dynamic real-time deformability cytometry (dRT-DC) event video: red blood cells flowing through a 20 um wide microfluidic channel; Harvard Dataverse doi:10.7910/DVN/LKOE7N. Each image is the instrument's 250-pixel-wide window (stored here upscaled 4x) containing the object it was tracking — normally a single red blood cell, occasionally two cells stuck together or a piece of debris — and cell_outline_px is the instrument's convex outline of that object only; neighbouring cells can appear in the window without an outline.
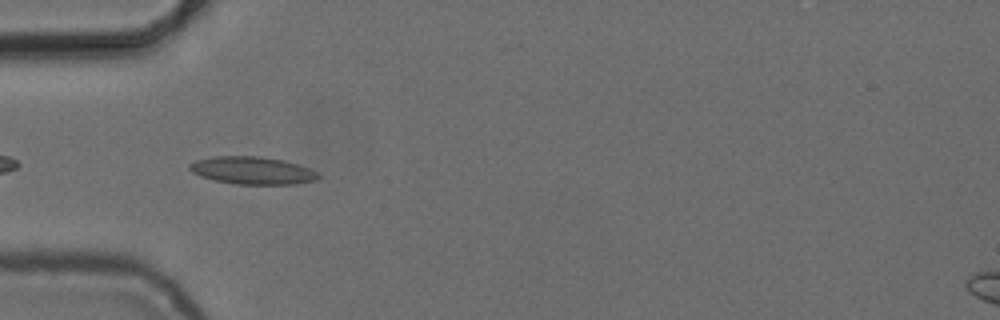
{"species": "common noctule bat (a hibernating species)", "species_latin": "Nyctalus noctula", "temperature_condition": "cold", "stored_images_in_passage": 6, "camera_frame_rate_fps": 3000, "um_per_image_px": 0.085, "animal": {"sex": "female", "body_mass_g": 24.6, "forearm_length_mm": 56.2}, "frame": {"image": 1, "passage_image": 5, "time_ms": 4.667, "image_size_px": [1000, 320], "cell_outline_px": [[320, 176], [316, 180], [292, 184], [236, 184], [216, 180], [200, 176], [192, 172], [188, 168], [188, 164], [196, 160], [212, 156], [260, 156], [284, 160], [320, 172]], "centroid_in_image_um": [21.44, 14.48], "position_along_channel_um": 63.6, "area_um2": 20.69}}
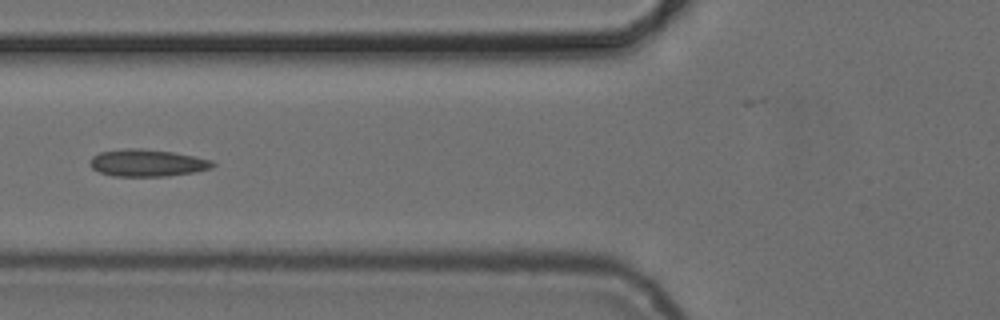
{"frame": {"image": 2, "passage_image": 6, "time_ms": 6.0, "image_size_px": [1000, 320], "cell_outline_px": [[216, 164], [212, 168], [192, 172], [168, 176], [112, 176], [100, 172], [92, 168], [88, 160], [92, 156], [100, 152], [124, 148], [140, 148], [172, 152], [196, 156], [212, 160]], "centroid_in_image_um": [12.5, 13.84], "position_along_channel_um": 113.3, "area_um2": 19.48}}